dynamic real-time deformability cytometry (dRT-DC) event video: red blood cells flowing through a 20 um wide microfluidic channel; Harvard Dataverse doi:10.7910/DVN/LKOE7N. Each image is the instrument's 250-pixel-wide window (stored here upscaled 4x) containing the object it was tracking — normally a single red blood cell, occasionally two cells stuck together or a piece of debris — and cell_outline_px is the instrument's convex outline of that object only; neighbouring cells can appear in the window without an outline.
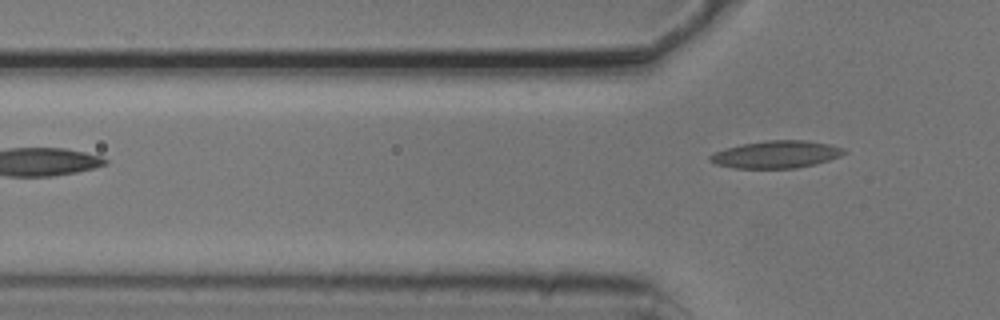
{"species": "common noctule bat (a hibernating species)", "species_latin": "Nyctalus noctula", "temperature_condition": "cold", "stored_images_in_passage": 5, "camera_frame_rate_fps": 3000, "um_per_image_px": 0.085, "animal": {"sex": "male", "body_mass_g": 20.5, "forearm_length_mm": 52.5}, "frame": {"image": 1, "passage_image": 5, "time_ms": 1.333, "image_size_px": [1000, 320], "cell_outline_px": [[848, 152], [840, 156], [816, 164], [796, 168], [732, 168], [716, 164], [708, 160], [708, 156], [716, 152], [740, 144], [764, 140], [804, 140], [832, 144], [844, 148]], "centroid_in_image_um": [66.0, 13.12], "position_along_channel_um": 59.8, "area_um2": 21.5}}